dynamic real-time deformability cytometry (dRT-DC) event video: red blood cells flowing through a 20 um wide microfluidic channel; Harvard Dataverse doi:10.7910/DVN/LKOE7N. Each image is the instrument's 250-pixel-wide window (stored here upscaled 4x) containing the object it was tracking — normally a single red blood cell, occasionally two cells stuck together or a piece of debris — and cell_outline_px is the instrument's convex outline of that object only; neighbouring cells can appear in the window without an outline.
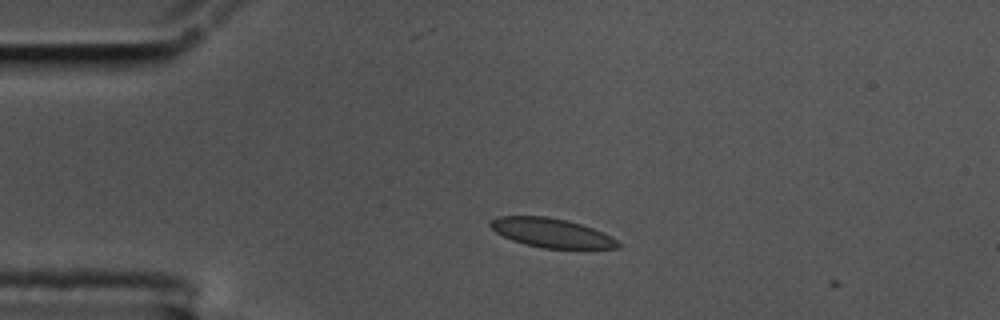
{"species": "common noctule bat (a hibernating species)", "species_latin": "Nyctalus noctula", "temperature_condition": "cold", "stored_images_in_passage": 7, "camera_frame_rate_fps": 3000, "um_per_image_px": 0.085, "animal": {"sex": "male", "body_mass_g": 17.5, "forearm_length_mm": 52.3}, "frame": {"image": 1, "passage_image": 4, "time_ms": 1.0, "image_size_px": [1000, 320], "cell_outline_px": [[620, 248], [544, 248], [524, 244], [512, 240], [496, 232], [488, 224], [492, 220], [500, 216], [544, 216], [564, 220], [580, 224], [604, 232], [612, 236], [620, 244]], "centroid_in_image_um": [46.88, 19.79], "position_along_channel_um": 38.1, "area_um2": 21.39}}